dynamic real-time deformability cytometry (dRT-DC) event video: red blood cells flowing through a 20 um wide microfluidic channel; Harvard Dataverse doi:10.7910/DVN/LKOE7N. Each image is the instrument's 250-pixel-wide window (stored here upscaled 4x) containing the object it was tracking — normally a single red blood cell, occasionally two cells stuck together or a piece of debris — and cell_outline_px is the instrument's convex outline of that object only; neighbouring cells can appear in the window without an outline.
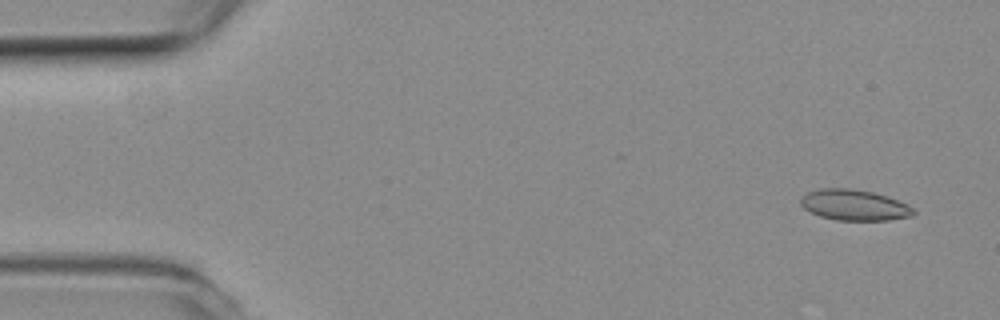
{"species": "common noctule bat (a hibernating species)", "species_latin": "Nyctalus noctula", "temperature_condition": "room temperature", "stored_images_in_passage": 54, "camera_frame_rate_fps": 3000, "um_per_image_px": 0.085, "animal": {"sex": "female", "body_mass_g": 19.3, "forearm_length_mm": 54.1}, "frame": {"image": 1, "passage_image": 3, "time_ms": 0.667, "image_size_px": [1000, 320], "cell_outline_px": [[916, 212], [912, 216], [888, 220], [836, 220], [820, 216], [804, 208], [800, 204], [800, 200], [808, 192], [820, 188], [848, 188], [872, 192], [888, 196], [908, 204]], "centroid_in_image_um": [72.63, 17.43], "position_along_channel_um": 12.4, "area_um2": 20.17}}
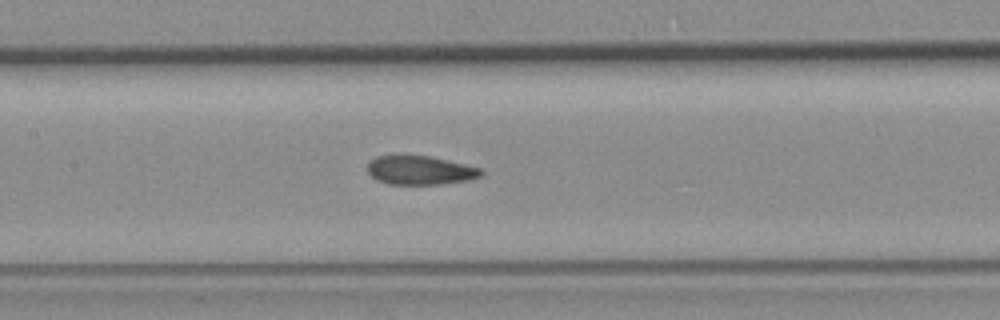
{"frame": {"image": 2, "passage_image": 25, "time_ms": 8.0, "image_size_px": [1000, 320], "cell_outline_px": [[484, 176], [468, 180], [440, 184], [388, 184], [376, 180], [368, 172], [368, 164], [376, 156], [428, 156], [464, 164], [480, 168], [484, 172]], "centroid_in_image_um": [35.73, 14.49], "position_along_channel_um": 171.7, "area_um2": 18.9}}
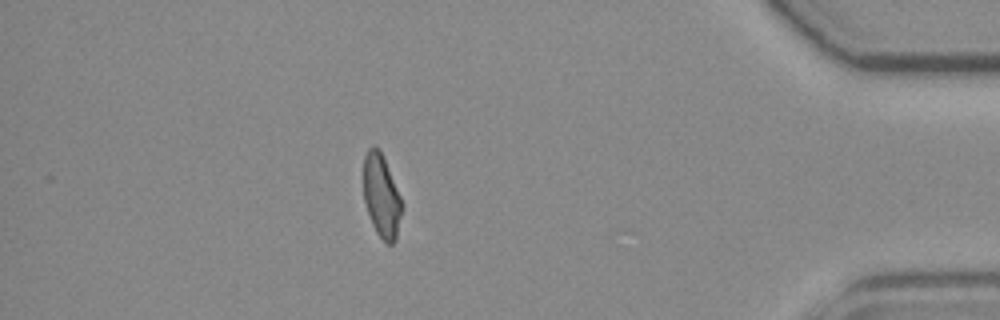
{"frame": {"image": 3, "passage_image": 47, "time_ms": 15.333, "image_size_px": [1000, 320], "cell_outline_px": [[404, 208], [396, 240], [392, 244], [388, 244], [376, 232], [372, 224], [364, 200], [364, 156], [368, 148], [372, 144], [384, 156], [404, 204]], "centroid_in_image_um": [32.46, 16.66], "position_along_channel_um": 402.7, "area_um2": 18.84}, "authors_computed_cell_mechanics": {"area_um2": 19.8832, "velocity_mm_per_s": 3.8075, "shape_relaxation_time_tau1_ms": null, "shape_relaxation_time_tau2_ms": 1.8413, "deformation_change_tau1": null, "deformation_change_tau2": 0.0801}}